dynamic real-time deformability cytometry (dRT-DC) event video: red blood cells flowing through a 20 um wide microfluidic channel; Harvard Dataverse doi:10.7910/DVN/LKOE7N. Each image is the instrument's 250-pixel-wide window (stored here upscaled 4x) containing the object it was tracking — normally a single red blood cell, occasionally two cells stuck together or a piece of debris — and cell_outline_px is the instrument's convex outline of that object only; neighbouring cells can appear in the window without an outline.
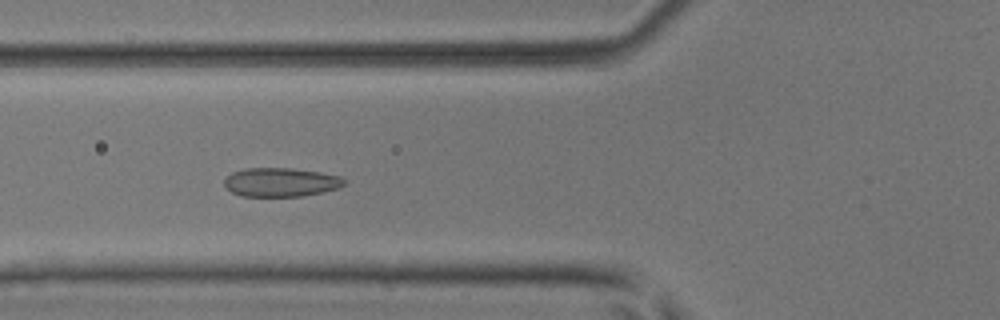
{"species": "common noctule bat (a hibernating species)", "species_latin": "Nyctalus noctula", "temperature_condition": "room temperature", "stored_images_in_passage": 6, "camera_frame_rate_fps": 3000, "um_per_image_px": 0.085, "animal": {"sex": "male", "body_mass_g": 17.9, "forearm_length_mm": 54.2}, "frame": {"image": 1, "passage_image": 5, "time_ms": 1.333, "image_size_px": [1000, 320], "cell_outline_px": [[348, 184], [340, 188], [324, 192], [304, 196], [240, 196], [232, 192], [224, 184], [224, 180], [232, 172], [244, 168], [292, 168], [320, 172], [340, 176], [348, 180]], "centroid_in_image_um": [23.94, 15.49], "position_along_channel_um": 101.9, "area_um2": 20.46}}
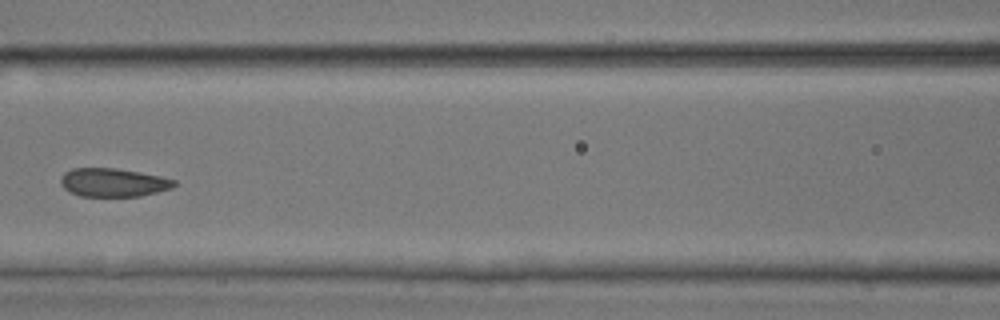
{"frame": {"image": 2, "passage_image": 6, "time_ms": 1.667, "image_size_px": [1000, 320], "cell_outline_px": [[176, 184], [172, 188], [140, 196], [80, 196], [64, 188], [60, 184], [60, 176], [64, 172], [72, 168], [116, 168], [140, 172], [160, 176], [176, 180]], "centroid_in_image_um": [9.61, 15.5], "position_along_channel_um": 157.0, "area_um2": 18.84}}